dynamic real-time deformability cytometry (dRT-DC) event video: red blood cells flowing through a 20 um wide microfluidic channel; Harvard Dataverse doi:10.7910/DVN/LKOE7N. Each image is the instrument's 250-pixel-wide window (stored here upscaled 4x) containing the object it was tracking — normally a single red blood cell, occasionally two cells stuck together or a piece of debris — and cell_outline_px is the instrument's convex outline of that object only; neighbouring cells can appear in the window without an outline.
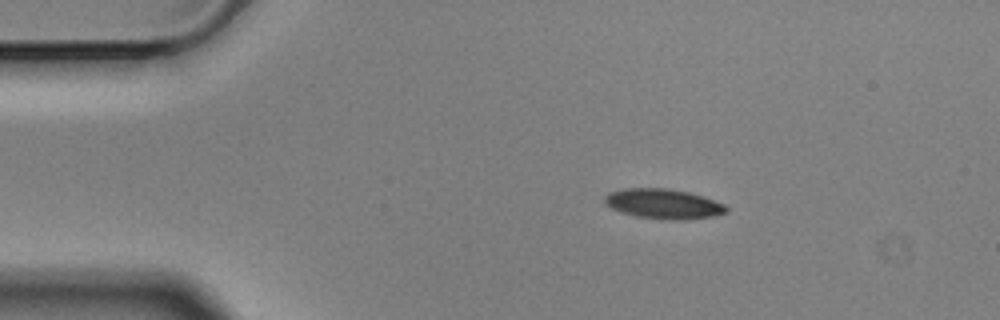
{"species": "Egyptian fruit bat (a non-hibernating species)", "species_latin": "Rousettus aegyptiacus", "temperature_condition": "cold", "stored_images_in_passage": 7, "camera_frame_rate_fps": 3000, "um_per_image_px": 0.085, "animal": {"sex": "male"}, "frame": {"image": 1, "passage_image": 2, "time_ms": 0.333, "image_size_px": [1000, 320], "cell_outline_px": [[728, 208], [724, 212], [712, 216], [684, 220], [636, 216], [612, 208], [604, 200], [604, 196], [608, 192], [624, 188], [668, 188], [688, 192], [704, 196], [724, 204]], "centroid_in_image_um": [56.39, 17.3], "position_along_channel_um": 28.6, "area_um2": 20.81}}
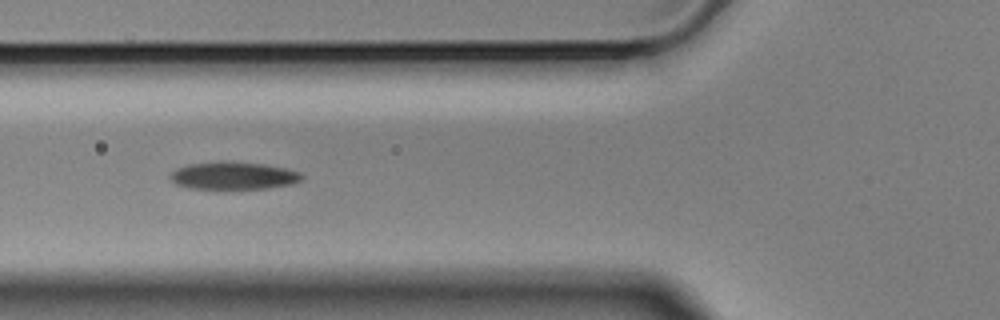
{"frame": {"image": 2, "passage_image": 5, "time_ms": 1.333, "image_size_px": [1000, 320], "cell_outline_px": [[304, 176], [300, 180], [292, 184], [264, 188], [188, 188], [176, 184], [168, 176], [176, 168], [188, 164], [220, 160], [264, 164], [288, 168], [300, 172]], "centroid_in_image_um": [19.83, 14.91], "position_along_channel_um": 106.0, "area_um2": 21.21}}
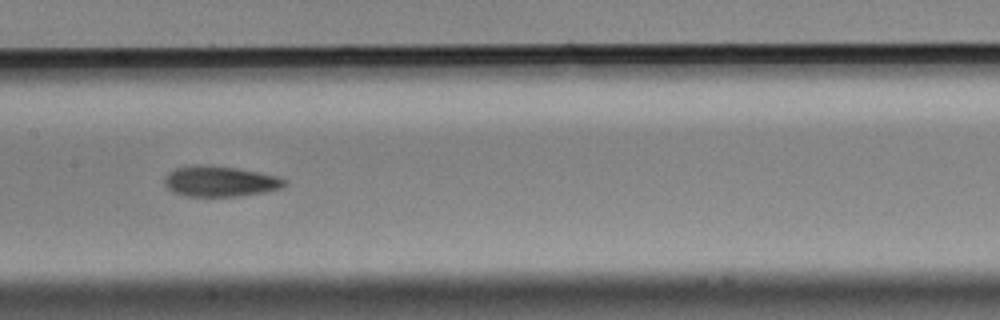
{"frame": {"image": 3, "passage_image": 7, "time_ms": 2.0, "image_size_px": [1000, 320], "cell_outline_px": [[288, 184], [280, 188], [264, 192], [240, 196], [184, 196], [172, 192], [164, 184], [164, 180], [168, 172], [176, 168], [196, 164], [208, 164], [240, 168], [280, 176], [288, 180]], "centroid_in_image_um": [18.73, 15.4], "position_along_channel_um": 188.7, "area_um2": 21.85}}